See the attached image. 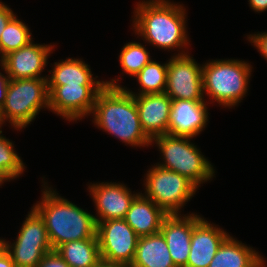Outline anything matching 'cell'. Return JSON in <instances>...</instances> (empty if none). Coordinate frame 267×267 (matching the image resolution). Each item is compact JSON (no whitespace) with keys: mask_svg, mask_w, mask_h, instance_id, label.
Segmentation results:
<instances>
[{"mask_svg":"<svg viewBox=\"0 0 267 267\" xmlns=\"http://www.w3.org/2000/svg\"><path fill=\"white\" fill-rule=\"evenodd\" d=\"M118 81L119 78L105 81L106 86L95 99L92 122L97 128L132 147L152 145L141 127L134 96Z\"/></svg>","mask_w":267,"mask_h":267,"instance_id":"1","label":"cell"},{"mask_svg":"<svg viewBox=\"0 0 267 267\" xmlns=\"http://www.w3.org/2000/svg\"><path fill=\"white\" fill-rule=\"evenodd\" d=\"M134 9L132 29L145 43L168 51L181 48L182 51L176 55L189 53L183 51V47L190 45L183 4L170 0H144L138 2Z\"/></svg>","mask_w":267,"mask_h":267,"instance_id":"2","label":"cell"},{"mask_svg":"<svg viewBox=\"0 0 267 267\" xmlns=\"http://www.w3.org/2000/svg\"><path fill=\"white\" fill-rule=\"evenodd\" d=\"M43 183L41 201L33 208L45 222L53 250L70 241L97 239L94 214L59 196L51 186Z\"/></svg>","mask_w":267,"mask_h":267,"instance_id":"3","label":"cell"},{"mask_svg":"<svg viewBox=\"0 0 267 267\" xmlns=\"http://www.w3.org/2000/svg\"><path fill=\"white\" fill-rule=\"evenodd\" d=\"M253 68L238 59H216L202 64L203 93L222 107L232 108L243 100ZM214 100V101H213Z\"/></svg>","mask_w":267,"mask_h":267,"instance_id":"4","label":"cell"},{"mask_svg":"<svg viewBox=\"0 0 267 267\" xmlns=\"http://www.w3.org/2000/svg\"><path fill=\"white\" fill-rule=\"evenodd\" d=\"M191 139L192 137L164 134L154 137L151 144H156L162 154L163 162L156 165L187 177L199 188L215 176V171L200 149L190 142Z\"/></svg>","mask_w":267,"mask_h":267,"instance_id":"5","label":"cell"},{"mask_svg":"<svg viewBox=\"0 0 267 267\" xmlns=\"http://www.w3.org/2000/svg\"><path fill=\"white\" fill-rule=\"evenodd\" d=\"M43 108L49 109L47 78L10 79L0 121L2 124L9 121L20 131L34 121Z\"/></svg>","mask_w":267,"mask_h":267,"instance_id":"6","label":"cell"},{"mask_svg":"<svg viewBox=\"0 0 267 267\" xmlns=\"http://www.w3.org/2000/svg\"><path fill=\"white\" fill-rule=\"evenodd\" d=\"M144 180V196L151 199L167 214H181L186 202L199 189L187 177L158 165L151 167Z\"/></svg>","mask_w":267,"mask_h":267,"instance_id":"7","label":"cell"},{"mask_svg":"<svg viewBox=\"0 0 267 267\" xmlns=\"http://www.w3.org/2000/svg\"><path fill=\"white\" fill-rule=\"evenodd\" d=\"M106 85H48L49 110L68 121L91 114L97 94Z\"/></svg>","mask_w":267,"mask_h":267,"instance_id":"8","label":"cell"},{"mask_svg":"<svg viewBox=\"0 0 267 267\" xmlns=\"http://www.w3.org/2000/svg\"><path fill=\"white\" fill-rule=\"evenodd\" d=\"M165 93L172 100L205 101L202 82V65L190 54L174 55L167 60Z\"/></svg>","mask_w":267,"mask_h":267,"instance_id":"9","label":"cell"},{"mask_svg":"<svg viewBox=\"0 0 267 267\" xmlns=\"http://www.w3.org/2000/svg\"><path fill=\"white\" fill-rule=\"evenodd\" d=\"M96 236L102 260L131 265L139 236L124 219L97 223Z\"/></svg>","mask_w":267,"mask_h":267,"instance_id":"10","label":"cell"},{"mask_svg":"<svg viewBox=\"0 0 267 267\" xmlns=\"http://www.w3.org/2000/svg\"><path fill=\"white\" fill-rule=\"evenodd\" d=\"M88 191L97 209V215H94L96 224L106 220L124 219L132 201L140 193L133 194L130 188L120 182L91 183Z\"/></svg>","mask_w":267,"mask_h":267,"instance_id":"11","label":"cell"},{"mask_svg":"<svg viewBox=\"0 0 267 267\" xmlns=\"http://www.w3.org/2000/svg\"><path fill=\"white\" fill-rule=\"evenodd\" d=\"M54 46L31 41L28 45L5 55L2 58L1 69L10 79L47 78V76L43 77L41 73L48 64V56Z\"/></svg>","mask_w":267,"mask_h":267,"instance_id":"12","label":"cell"},{"mask_svg":"<svg viewBox=\"0 0 267 267\" xmlns=\"http://www.w3.org/2000/svg\"><path fill=\"white\" fill-rule=\"evenodd\" d=\"M230 234L193 213V230L186 267H208L218 248Z\"/></svg>","mask_w":267,"mask_h":267,"instance_id":"13","label":"cell"},{"mask_svg":"<svg viewBox=\"0 0 267 267\" xmlns=\"http://www.w3.org/2000/svg\"><path fill=\"white\" fill-rule=\"evenodd\" d=\"M205 101L172 100L168 134L196 137L208 122V103Z\"/></svg>","mask_w":267,"mask_h":267,"instance_id":"14","label":"cell"},{"mask_svg":"<svg viewBox=\"0 0 267 267\" xmlns=\"http://www.w3.org/2000/svg\"><path fill=\"white\" fill-rule=\"evenodd\" d=\"M133 96L145 134L151 140L156 136L168 134L172 99L166 93Z\"/></svg>","mask_w":267,"mask_h":267,"instance_id":"15","label":"cell"},{"mask_svg":"<svg viewBox=\"0 0 267 267\" xmlns=\"http://www.w3.org/2000/svg\"><path fill=\"white\" fill-rule=\"evenodd\" d=\"M193 230V213L168 214L161 225L169 253L176 267H186Z\"/></svg>","mask_w":267,"mask_h":267,"instance_id":"16","label":"cell"},{"mask_svg":"<svg viewBox=\"0 0 267 267\" xmlns=\"http://www.w3.org/2000/svg\"><path fill=\"white\" fill-rule=\"evenodd\" d=\"M167 215L151 199L139 193L132 201L124 220L141 237L159 233Z\"/></svg>","mask_w":267,"mask_h":267,"instance_id":"17","label":"cell"},{"mask_svg":"<svg viewBox=\"0 0 267 267\" xmlns=\"http://www.w3.org/2000/svg\"><path fill=\"white\" fill-rule=\"evenodd\" d=\"M129 267H176L161 232L138 238L135 256Z\"/></svg>","mask_w":267,"mask_h":267,"instance_id":"18","label":"cell"},{"mask_svg":"<svg viewBox=\"0 0 267 267\" xmlns=\"http://www.w3.org/2000/svg\"><path fill=\"white\" fill-rule=\"evenodd\" d=\"M53 66L47 77L48 85H105V81L93 77L90 65L82 59L67 58Z\"/></svg>","mask_w":267,"mask_h":267,"instance_id":"19","label":"cell"},{"mask_svg":"<svg viewBox=\"0 0 267 267\" xmlns=\"http://www.w3.org/2000/svg\"><path fill=\"white\" fill-rule=\"evenodd\" d=\"M262 259L259 252L229 235L208 267H255Z\"/></svg>","mask_w":267,"mask_h":267,"instance_id":"20","label":"cell"},{"mask_svg":"<svg viewBox=\"0 0 267 267\" xmlns=\"http://www.w3.org/2000/svg\"><path fill=\"white\" fill-rule=\"evenodd\" d=\"M55 250L70 267H95L101 260L98 239L70 241Z\"/></svg>","mask_w":267,"mask_h":267,"instance_id":"21","label":"cell"},{"mask_svg":"<svg viewBox=\"0 0 267 267\" xmlns=\"http://www.w3.org/2000/svg\"><path fill=\"white\" fill-rule=\"evenodd\" d=\"M22 223L14 243L5 240V245H22L29 247H52L43 218L33 208Z\"/></svg>","mask_w":267,"mask_h":267,"instance_id":"22","label":"cell"},{"mask_svg":"<svg viewBox=\"0 0 267 267\" xmlns=\"http://www.w3.org/2000/svg\"><path fill=\"white\" fill-rule=\"evenodd\" d=\"M140 84L139 93L130 91L125 88L132 95L165 93L167 85V62L161 64L151 59L135 76ZM136 93V94H135Z\"/></svg>","mask_w":267,"mask_h":267,"instance_id":"23","label":"cell"},{"mask_svg":"<svg viewBox=\"0 0 267 267\" xmlns=\"http://www.w3.org/2000/svg\"><path fill=\"white\" fill-rule=\"evenodd\" d=\"M31 41H33L32 33L28 25L17 19L15 15L8 22L0 37V66L5 55L28 45Z\"/></svg>","mask_w":267,"mask_h":267,"instance_id":"24","label":"cell"},{"mask_svg":"<svg viewBox=\"0 0 267 267\" xmlns=\"http://www.w3.org/2000/svg\"><path fill=\"white\" fill-rule=\"evenodd\" d=\"M122 73L134 77L146 64L151 61V56L146 47L140 42H128L119 55Z\"/></svg>","mask_w":267,"mask_h":267,"instance_id":"25","label":"cell"},{"mask_svg":"<svg viewBox=\"0 0 267 267\" xmlns=\"http://www.w3.org/2000/svg\"><path fill=\"white\" fill-rule=\"evenodd\" d=\"M14 147L13 142L0 134V175L8 182L21 176L26 169Z\"/></svg>","mask_w":267,"mask_h":267,"instance_id":"26","label":"cell"},{"mask_svg":"<svg viewBox=\"0 0 267 267\" xmlns=\"http://www.w3.org/2000/svg\"><path fill=\"white\" fill-rule=\"evenodd\" d=\"M15 267H36L52 247H29L22 245H5Z\"/></svg>","mask_w":267,"mask_h":267,"instance_id":"27","label":"cell"},{"mask_svg":"<svg viewBox=\"0 0 267 267\" xmlns=\"http://www.w3.org/2000/svg\"><path fill=\"white\" fill-rule=\"evenodd\" d=\"M36 267H70L56 250L49 251Z\"/></svg>","mask_w":267,"mask_h":267,"instance_id":"28","label":"cell"},{"mask_svg":"<svg viewBox=\"0 0 267 267\" xmlns=\"http://www.w3.org/2000/svg\"><path fill=\"white\" fill-rule=\"evenodd\" d=\"M248 41L253 43L252 45L257 48L264 59L267 60V32H257L247 36Z\"/></svg>","mask_w":267,"mask_h":267,"instance_id":"29","label":"cell"},{"mask_svg":"<svg viewBox=\"0 0 267 267\" xmlns=\"http://www.w3.org/2000/svg\"><path fill=\"white\" fill-rule=\"evenodd\" d=\"M15 16V13L8 5L0 1V37L8 22Z\"/></svg>","mask_w":267,"mask_h":267,"instance_id":"30","label":"cell"},{"mask_svg":"<svg viewBox=\"0 0 267 267\" xmlns=\"http://www.w3.org/2000/svg\"><path fill=\"white\" fill-rule=\"evenodd\" d=\"M9 81H10L9 76L8 75L5 76L0 72V110L5 102Z\"/></svg>","mask_w":267,"mask_h":267,"instance_id":"31","label":"cell"},{"mask_svg":"<svg viewBox=\"0 0 267 267\" xmlns=\"http://www.w3.org/2000/svg\"><path fill=\"white\" fill-rule=\"evenodd\" d=\"M252 10L257 13L267 10V0H248Z\"/></svg>","mask_w":267,"mask_h":267,"instance_id":"32","label":"cell"},{"mask_svg":"<svg viewBox=\"0 0 267 267\" xmlns=\"http://www.w3.org/2000/svg\"><path fill=\"white\" fill-rule=\"evenodd\" d=\"M0 267H15V264L12 261L11 256L6 250H4L0 254Z\"/></svg>","mask_w":267,"mask_h":267,"instance_id":"33","label":"cell"},{"mask_svg":"<svg viewBox=\"0 0 267 267\" xmlns=\"http://www.w3.org/2000/svg\"><path fill=\"white\" fill-rule=\"evenodd\" d=\"M95 267H129V265L122 264V263H114V262H108L105 260H100Z\"/></svg>","mask_w":267,"mask_h":267,"instance_id":"34","label":"cell"},{"mask_svg":"<svg viewBox=\"0 0 267 267\" xmlns=\"http://www.w3.org/2000/svg\"><path fill=\"white\" fill-rule=\"evenodd\" d=\"M5 250V240L0 239V254Z\"/></svg>","mask_w":267,"mask_h":267,"instance_id":"35","label":"cell"},{"mask_svg":"<svg viewBox=\"0 0 267 267\" xmlns=\"http://www.w3.org/2000/svg\"><path fill=\"white\" fill-rule=\"evenodd\" d=\"M255 267H267L264 258Z\"/></svg>","mask_w":267,"mask_h":267,"instance_id":"36","label":"cell"},{"mask_svg":"<svg viewBox=\"0 0 267 267\" xmlns=\"http://www.w3.org/2000/svg\"><path fill=\"white\" fill-rule=\"evenodd\" d=\"M4 182H6V180L0 175V186H2Z\"/></svg>","mask_w":267,"mask_h":267,"instance_id":"37","label":"cell"},{"mask_svg":"<svg viewBox=\"0 0 267 267\" xmlns=\"http://www.w3.org/2000/svg\"><path fill=\"white\" fill-rule=\"evenodd\" d=\"M2 126H3V124H2V122L0 121V134H2Z\"/></svg>","mask_w":267,"mask_h":267,"instance_id":"38","label":"cell"}]
</instances>
